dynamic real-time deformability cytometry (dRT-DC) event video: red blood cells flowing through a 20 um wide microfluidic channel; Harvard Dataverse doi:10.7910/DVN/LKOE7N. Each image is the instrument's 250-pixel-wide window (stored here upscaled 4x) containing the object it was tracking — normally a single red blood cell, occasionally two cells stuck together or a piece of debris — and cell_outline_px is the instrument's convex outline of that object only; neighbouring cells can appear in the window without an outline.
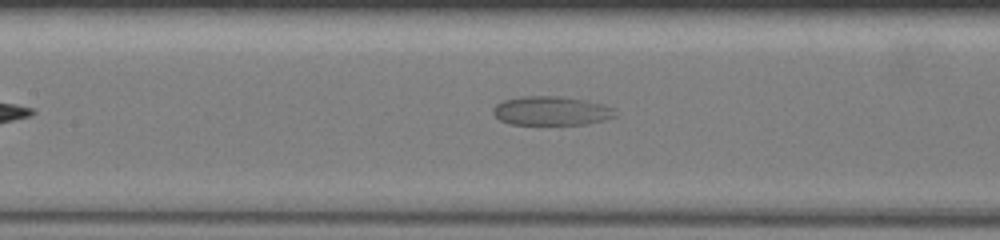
{"species": "common noctule bat (a hibernating species)", "species_latin": "Nyctalus noctula", "temperature_condition": "warm", "stored_images_in_passage": 7, "camera_frame_rate_fps": 3000, "um_per_image_px": 0.085, "animal": {"sex": "female", "body_mass_g": 19.5, "forearm_length_mm": 54.1}, "frame": {"image": 1, "passage_image": 6, "time_ms": 6.0, "image_size_px": [1000, 240], "cell_outline_px": [[616, 116], [588, 124], [508, 124], [500, 120], [492, 112], [492, 108], [496, 104], [504, 100], [524, 96], [564, 96], [584, 100], [616, 108]], "centroid_in_image_um": [46.85, 9.42], "position_along_channel_um": 160.5, "area_um2": 20.63}}
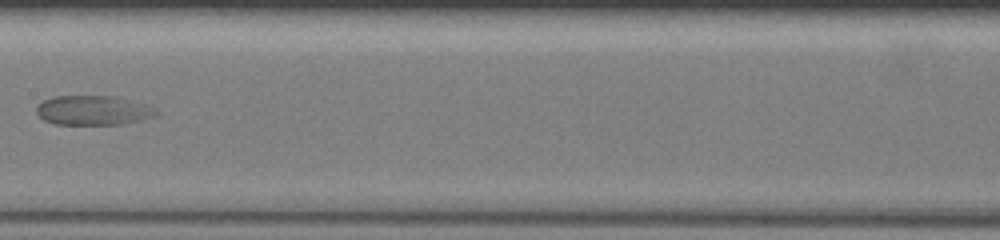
{"frame": {"image": 2, "passage_image": 7, "time_ms": 7.0, "image_size_px": [1000, 240], "cell_outline_px": [[156, 116], [120, 124], [56, 124], [44, 120], [36, 112], [36, 108], [44, 100], [56, 96], [108, 96], [124, 100], [152, 108], [156, 112]], "centroid_in_image_um": [7.81, 9.39], "position_along_channel_um": 199.6, "area_um2": 19.71}}